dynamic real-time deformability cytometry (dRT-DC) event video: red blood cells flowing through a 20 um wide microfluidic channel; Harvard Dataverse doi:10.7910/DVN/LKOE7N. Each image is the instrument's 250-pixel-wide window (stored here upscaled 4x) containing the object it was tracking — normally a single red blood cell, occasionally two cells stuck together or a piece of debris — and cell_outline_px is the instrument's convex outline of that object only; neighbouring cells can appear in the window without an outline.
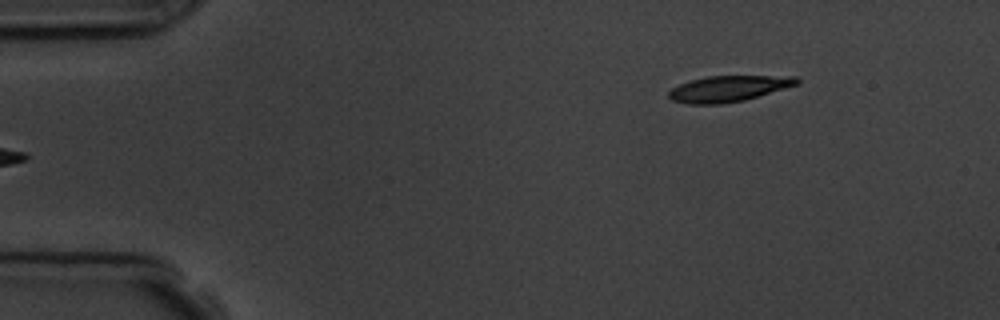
{"species": "common noctule bat (a hibernating species)", "species_latin": "Nyctalus noctula", "temperature_condition": "room temperature", "stored_images_in_passage": 6, "segment_of_instrument_passage": [2, 2], "camera_frame_rate_fps": 3000, "um_per_image_px": 0.085, "animal": {"sex": "male", "body_mass_g": 19.5, "forearm_length_mm": 54.6}, "frame": {"image": 1, "passage_image": 6, "time_ms": 6.0, "image_size_px": [1000, 320], "cell_outline_px": [[800, 84], [744, 100], [720, 104], [688, 104], [672, 100], [668, 96], [668, 92], [672, 88], [680, 84], [692, 80], [708, 76], [796, 76], [800, 80]], "centroid_in_image_um": [61.94, 7.53], "position_along_channel_um": 23.1, "area_um2": 19.31}}